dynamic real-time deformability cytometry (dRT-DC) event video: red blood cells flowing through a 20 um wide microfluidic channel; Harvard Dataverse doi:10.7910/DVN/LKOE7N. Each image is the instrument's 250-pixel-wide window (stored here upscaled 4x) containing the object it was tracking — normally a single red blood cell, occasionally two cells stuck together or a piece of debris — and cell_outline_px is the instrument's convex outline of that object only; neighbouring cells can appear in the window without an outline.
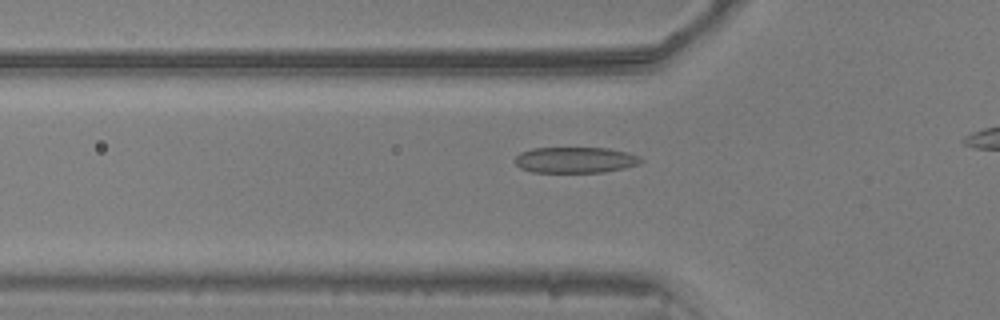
{"species": "common noctule bat (a hibernating species)", "species_latin": "Nyctalus noctula", "temperature_condition": "warm", "stored_images_in_passage": 32, "camera_frame_rate_fps": 3000, "um_per_image_px": 0.085, "animal": {"sex": "male", "body_mass_g": 20.5, "forearm_length_mm": 52.5}, "frame": {"image": 1, "passage_image": 6, "time_ms": 1.667, "image_size_px": [1000, 320], "cell_outline_px": [[644, 160], [640, 164], [624, 168], [604, 172], [532, 172], [520, 168], [516, 164], [516, 156], [520, 152], [532, 148], [608, 148], [628, 152], [640, 156]], "centroid_in_image_um": [48.93, 13.59], "position_along_channel_um": 76.9, "area_um2": 19.13}}
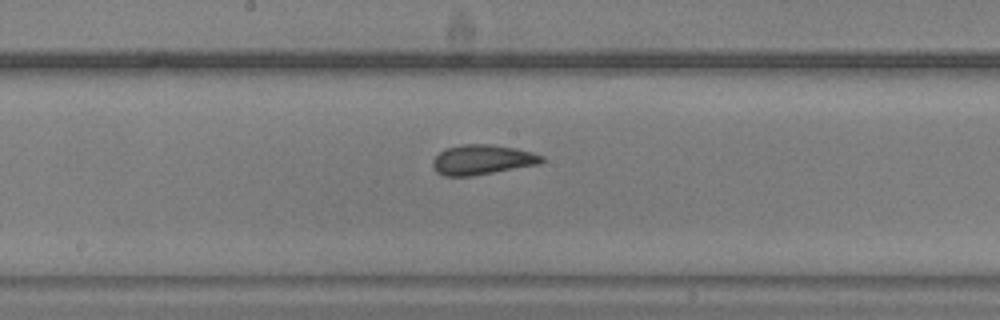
{"frame": {"image": 2, "passage_image": 16, "time_ms": 5.0, "image_size_px": [1000, 320], "cell_outline_px": [[544, 160], [540, 164], [472, 176], [444, 176], [436, 172], [432, 168], [432, 160], [444, 148], [464, 144], [492, 144], [516, 148], [532, 152], [544, 156]], "centroid_in_image_um": [40.97, 13.57], "position_along_channel_um": 207.2, "area_um2": 19.19}}
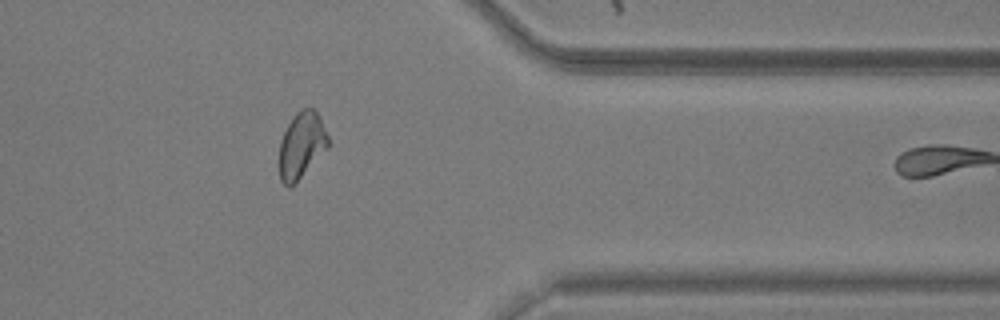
{"frame": {"image": 3, "passage_image": 31, "time_ms": 10.0, "image_size_px": [1000, 320], "cell_outline_px": [[332, 144], [296, 184], [292, 188], [288, 188], [280, 180], [280, 140], [292, 116], [296, 112], [304, 108], [312, 108], [320, 116]], "centroid_in_image_um": [25.67, 12.38], "position_along_channel_um": 385.7, "area_um2": 19.36}}